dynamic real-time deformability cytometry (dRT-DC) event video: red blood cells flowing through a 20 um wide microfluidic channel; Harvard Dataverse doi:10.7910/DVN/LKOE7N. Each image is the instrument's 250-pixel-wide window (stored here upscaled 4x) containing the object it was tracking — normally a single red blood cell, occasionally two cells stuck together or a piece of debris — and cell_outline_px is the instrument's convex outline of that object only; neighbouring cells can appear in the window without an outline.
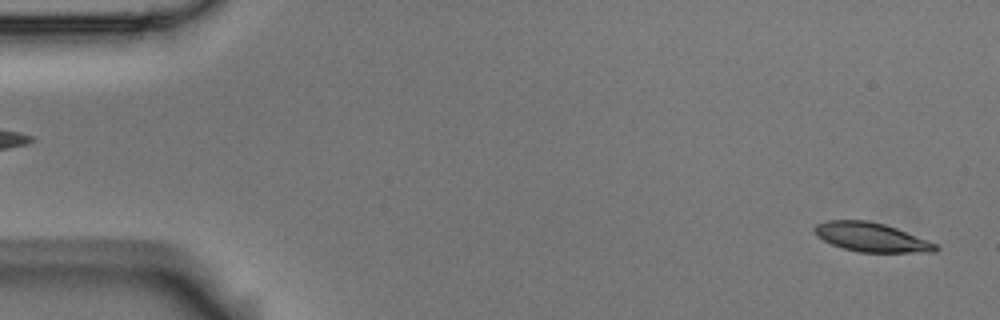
{"species": "Egyptian fruit bat (a non-hibernating species)", "species_latin": "Rousettus aegyptiacus", "temperature_condition": "room temperature", "stored_images_in_passage": 55, "camera_frame_rate_fps": 3000, "um_per_image_px": 0.085, "animal": {"sex": "male"}, "frame": {"image": 1, "passage_image": 2, "time_ms": 0.333, "image_size_px": [1000, 320], "cell_outline_px": [[940, 248], [936, 252], [860, 252], [844, 248], [832, 244], [816, 236], [812, 228], [816, 224], [828, 220], [868, 220], [884, 224], [896, 228], [928, 240], [936, 244]], "centroid_in_image_um": [74.05, 20.16], "position_along_channel_um": 10.9, "area_um2": 20.46}}
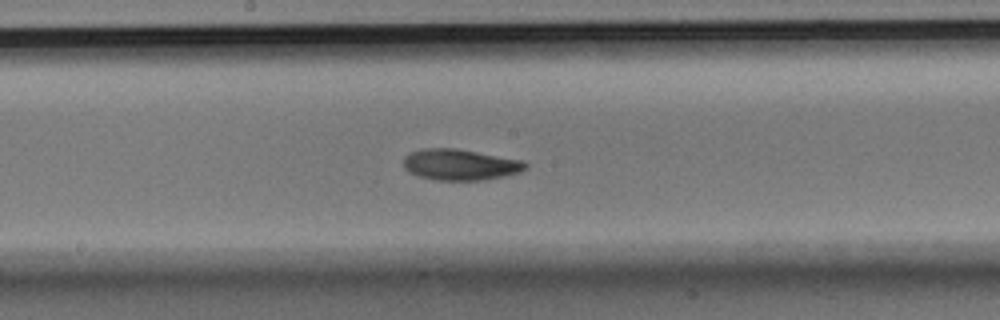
{"frame": {"image": 2, "passage_image": 29, "time_ms": 9.333, "image_size_px": [1000, 320], "cell_outline_px": [[528, 168], [520, 172], [504, 176], [484, 180], [436, 180], [420, 176], [408, 172], [404, 168], [404, 156], [408, 152], [420, 148], [456, 148], [524, 160], [528, 164]], "centroid_in_image_um": [39.12, 13.98], "position_along_channel_um": 209.1, "area_um2": 22.37}}
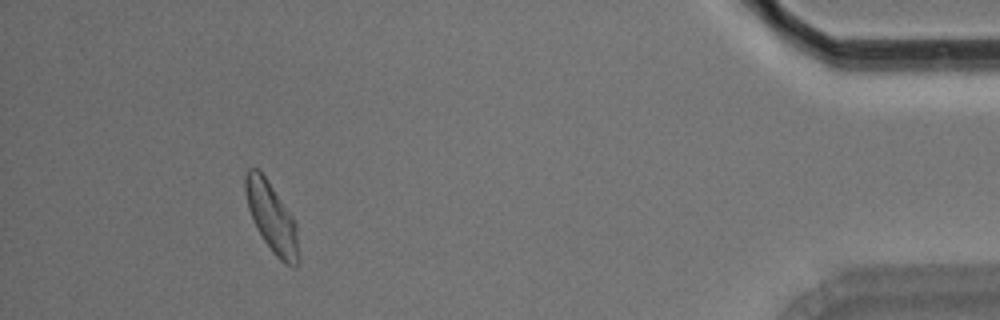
{"frame": {"image": 3, "passage_image": 51, "time_ms": 16.667, "image_size_px": [1000, 320], "cell_outline_px": [[300, 264], [296, 268], [292, 268], [284, 264], [272, 252], [264, 240], [248, 208], [244, 188], [244, 172], [248, 168], [256, 168], [264, 176], [292, 216], [296, 224], [300, 256]], "centroid_in_image_um": [23.12, 18.55], "position_along_channel_um": 412.1, "area_um2": 21.5}, "authors_computed_cell_mechanics": {"area_um2": 21.4438, "velocity_mm_per_s": 3.5914, "shape_relaxation_time_tau1_ms": 2.7083, "shape_relaxation_time_tau2_ms": 3.8382, "deformation_change_tau1": 0.1381, "deformation_change_tau2": 0.0906}}